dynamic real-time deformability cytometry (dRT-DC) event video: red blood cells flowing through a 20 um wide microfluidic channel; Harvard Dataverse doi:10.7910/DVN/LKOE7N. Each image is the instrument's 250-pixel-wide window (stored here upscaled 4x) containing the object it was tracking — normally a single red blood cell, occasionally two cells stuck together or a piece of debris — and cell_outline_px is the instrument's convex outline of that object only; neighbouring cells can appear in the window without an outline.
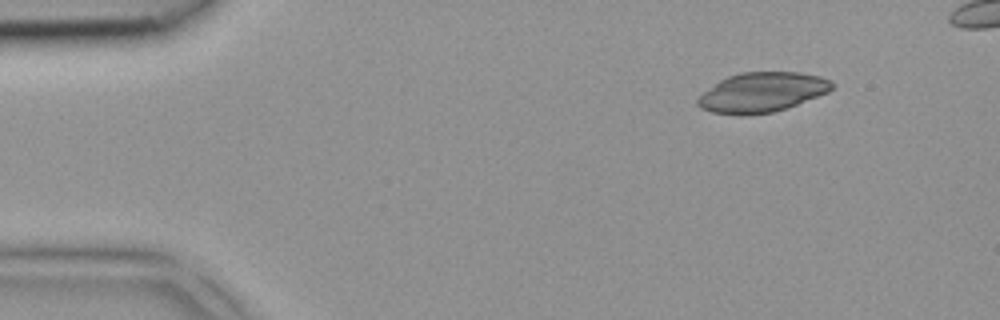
{"species": "common noctule bat (a hibernating species)", "species_latin": "Nyctalus noctula", "temperature_condition": "room temperature", "stored_images_in_passage": 3, "camera_frame_rate_fps": 3000, "um_per_image_px": 0.085, "animal": {"sex": "female", "body_mass_g": 18.4}, "frame": {"image": 1, "passage_image": 1, "time_ms": 0.0, "image_size_px": [1000, 320], "cell_outline_px": [[836, 84], [828, 92], [796, 104], [772, 112], [744, 116], [736, 116], [712, 112], [700, 108], [696, 104], [696, 100], [704, 92], [720, 80], [728, 76], [740, 72], [800, 72], [820, 76], [832, 80]], "centroid_in_image_um": [64.76, 7.85], "position_along_channel_um": 20.2, "area_um2": 31.15}}